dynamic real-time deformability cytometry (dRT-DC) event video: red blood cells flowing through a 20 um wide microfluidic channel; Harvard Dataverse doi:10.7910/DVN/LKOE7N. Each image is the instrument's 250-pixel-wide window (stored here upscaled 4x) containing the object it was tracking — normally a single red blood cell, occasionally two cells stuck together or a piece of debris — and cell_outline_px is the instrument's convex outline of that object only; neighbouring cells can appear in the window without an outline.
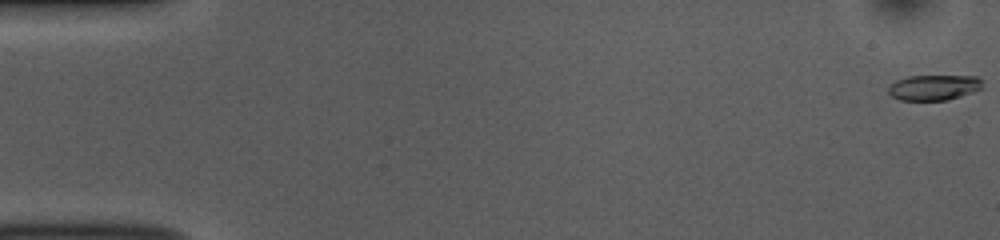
{"species": "common noctule bat (a hibernating species)", "species_latin": "Nyctalus noctula", "temperature_condition": "room temperature", "stored_images_in_passage": 15, "camera_frame_rate_fps": 3000, "um_per_image_px": 0.085, "animal": {"sex": "female", "body_mass_g": 10.0, "forearm_length_mm": 53.1}, "frame": {"image": 1, "passage_image": 1, "time_ms": 0.0, "image_size_px": [1000, 240], "cell_outline_px": [[984, 88], [948, 100], [900, 100], [892, 96], [888, 92], [888, 88], [896, 80], [908, 76], [980, 76]], "centroid_in_image_um": [79.41, 7.43], "position_along_channel_um": 5.6, "area_um2": 13.99}}
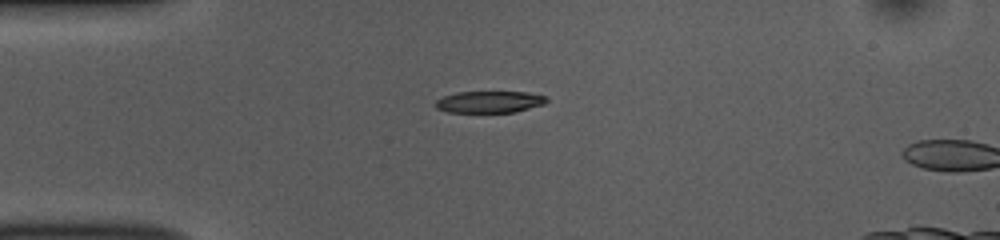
{"frame": {"image": 2, "passage_image": 14, "time_ms": 4.333, "image_size_px": [1000, 240], "cell_outline_px": [[548, 100], [544, 104], [516, 112], [448, 112], [436, 108], [436, 100], [444, 96], [456, 92], [528, 92], [548, 96]], "centroid_in_image_um": [41.64, 8.66], "position_along_channel_um": 43.4, "area_um2": 14.1}}